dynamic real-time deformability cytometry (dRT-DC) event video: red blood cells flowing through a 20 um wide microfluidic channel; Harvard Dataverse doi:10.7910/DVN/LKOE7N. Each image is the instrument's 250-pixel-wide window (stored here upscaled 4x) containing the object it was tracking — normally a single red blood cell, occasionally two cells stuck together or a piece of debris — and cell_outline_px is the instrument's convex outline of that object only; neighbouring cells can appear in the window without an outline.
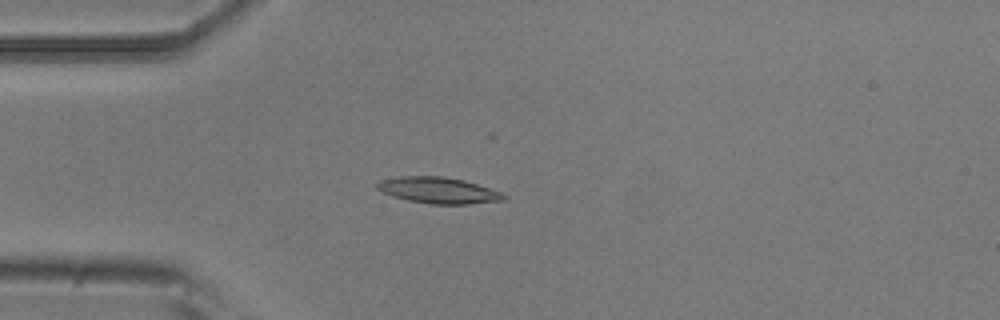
{"species": "common noctule bat (a hibernating species)", "species_latin": "Nyctalus noctula", "temperature_condition": "room temperature", "stored_images_in_passage": 6, "camera_frame_rate_fps": 3000, "um_per_image_px": 0.085, "animal": {"sex": "male", "body_mass_g": 20.5, "forearm_length_mm": 52.5}, "frame": {"image": 1, "passage_image": 4, "time_ms": 1.0, "image_size_px": [1000, 320], "cell_outline_px": [[508, 196], [504, 200], [468, 204], [432, 204], [408, 200], [392, 196], [376, 188], [376, 184], [380, 180], [400, 176], [444, 176], [464, 180], [504, 192]], "centroid_in_image_um": [37.31, 16.17], "position_along_channel_um": 47.7, "area_um2": 19.42}}
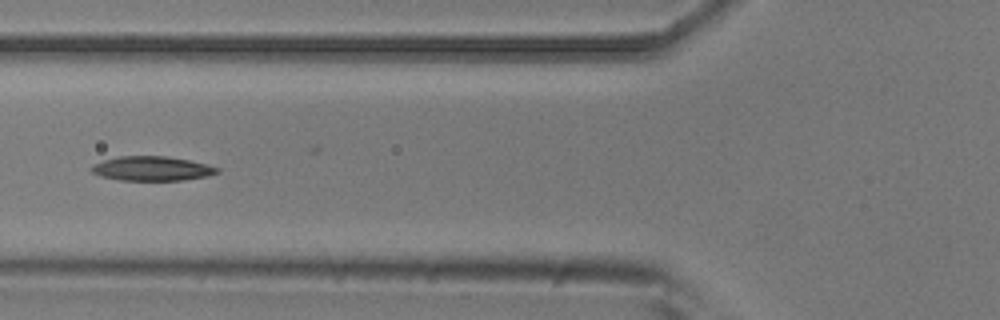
{"frame": {"image": 2, "passage_image": 6, "time_ms": 1.667, "image_size_px": [1000, 320], "cell_outline_px": [[220, 172], [208, 176], [184, 180], [120, 180], [100, 176], [92, 172], [88, 168], [92, 164], [104, 160], [120, 156], [168, 156], [208, 164], [220, 168]], "centroid_in_image_um": [12.92, 14.32], "position_along_channel_um": 112.9, "area_um2": 18.03}}